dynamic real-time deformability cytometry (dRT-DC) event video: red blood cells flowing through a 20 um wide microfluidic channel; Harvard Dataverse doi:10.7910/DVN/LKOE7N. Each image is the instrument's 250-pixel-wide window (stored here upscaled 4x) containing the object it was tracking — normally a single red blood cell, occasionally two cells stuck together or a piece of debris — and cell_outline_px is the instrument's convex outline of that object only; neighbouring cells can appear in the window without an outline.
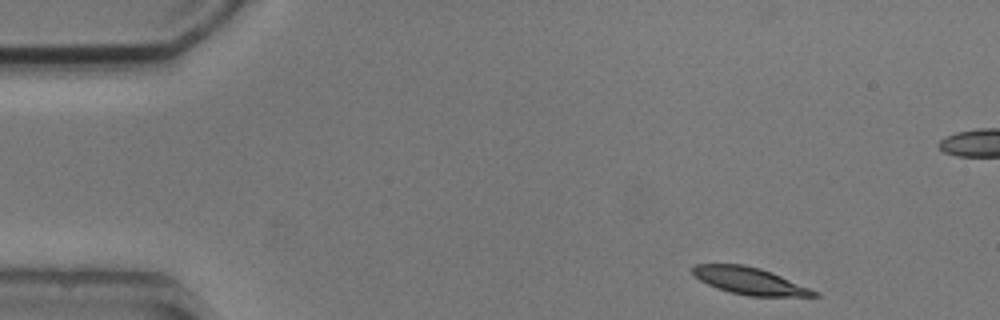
{"species": "common noctule bat (a hibernating species)", "species_latin": "Nyctalus noctula", "temperature_condition": "cold", "stored_images_in_passage": 4, "camera_frame_rate_fps": 3000, "um_per_image_px": 0.085, "animal": {"sex": "male", "body_mass_g": 20.5, "forearm_length_mm": 52.5}, "frame": {"image": 1, "passage_image": 1, "time_ms": 0.0, "image_size_px": [1000, 320], "cell_outline_px": [[820, 296], [748, 296], [728, 292], [716, 288], [700, 280], [692, 272], [692, 268], [696, 264], [744, 264], [760, 268], [772, 272], [820, 292]], "centroid_in_image_um": [63.74, 23.88], "position_along_channel_um": 21.3, "area_um2": 19.19}}